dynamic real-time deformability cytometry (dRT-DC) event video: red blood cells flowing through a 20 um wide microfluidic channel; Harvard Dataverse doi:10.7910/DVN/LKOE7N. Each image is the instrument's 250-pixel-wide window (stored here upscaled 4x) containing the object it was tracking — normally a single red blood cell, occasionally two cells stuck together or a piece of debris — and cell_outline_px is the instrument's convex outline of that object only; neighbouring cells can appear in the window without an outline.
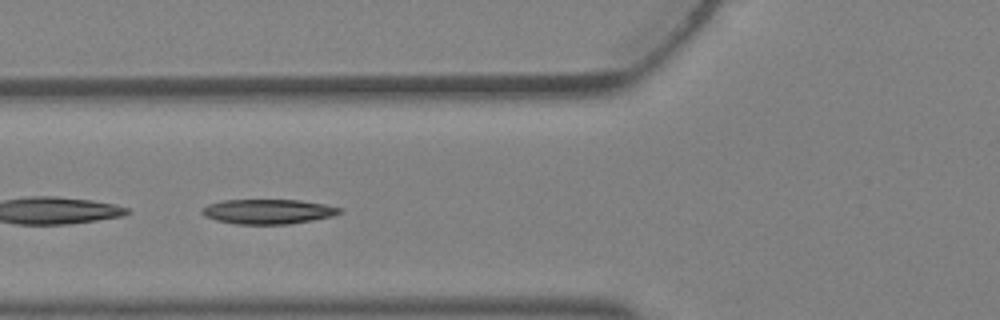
{"species": "Egyptian fruit bat (a non-hibernating species)", "species_latin": "Rousettus aegyptiacus", "temperature_condition": "warm", "stored_images_in_passage": 3, "camera_frame_rate_fps": 3000, "um_per_image_px": 0.085, "animal": {"sex": "female"}, "frame": {"image": 1, "passage_image": 3, "time_ms": 0.667, "image_size_px": [1000, 320], "cell_outline_px": [[344, 212], [332, 216], [312, 220], [284, 224], [236, 224], [216, 220], [204, 216], [200, 212], [200, 208], [208, 204], [224, 200], [300, 200], [324, 204], [344, 208]], "centroid_in_image_um": [22.78, 17.97], "position_along_channel_um": 103.0, "area_um2": 19.94}}